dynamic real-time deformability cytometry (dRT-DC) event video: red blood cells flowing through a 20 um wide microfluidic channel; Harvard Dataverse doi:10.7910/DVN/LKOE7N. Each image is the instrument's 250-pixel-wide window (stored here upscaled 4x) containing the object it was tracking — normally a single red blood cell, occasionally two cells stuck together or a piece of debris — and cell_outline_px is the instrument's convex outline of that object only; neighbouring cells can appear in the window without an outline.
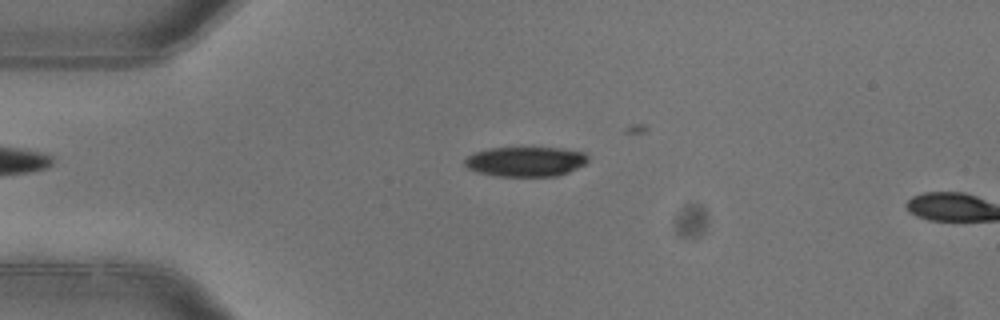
{"species": "common noctule bat (a hibernating species)", "species_latin": "Nyctalus noctula", "temperature_condition": "warm", "stored_images_in_passage": 5, "camera_frame_rate_fps": 3000, "um_per_image_px": 0.085, "animal": {"sex": "female"}, "frame": {"image": 1, "passage_image": 4, "time_ms": 1.0, "image_size_px": [1000, 320], "cell_outline_px": [[588, 160], [584, 164], [568, 172], [556, 176], [496, 176], [480, 172], [468, 168], [464, 164], [464, 160], [468, 156], [476, 152], [488, 148], [564, 148], [588, 152]], "centroid_in_image_um": [44.72, 13.72], "position_along_channel_um": 40.3, "area_um2": 21.39}}